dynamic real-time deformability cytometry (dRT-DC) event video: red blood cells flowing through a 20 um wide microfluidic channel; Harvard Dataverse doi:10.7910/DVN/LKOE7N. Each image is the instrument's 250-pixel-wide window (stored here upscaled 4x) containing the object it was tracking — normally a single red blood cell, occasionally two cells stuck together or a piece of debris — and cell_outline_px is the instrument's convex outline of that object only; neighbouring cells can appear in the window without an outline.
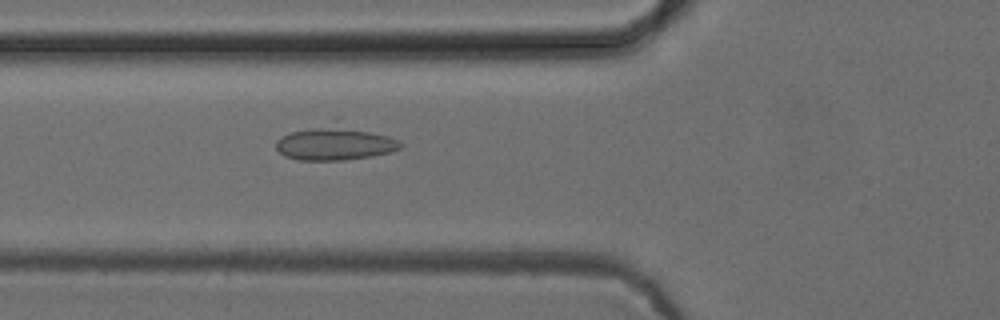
{"species": "common noctule bat (a hibernating species)", "species_latin": "Nyctalus noctula", "temperature_condition": "cold", "stored_images_in_passage": 42, "camera_frame_rate_fps": 3000, "um_per_image_px": 0.085, "animal": {"sex": "female", "body_mass_g": 24.6, "forearm_length_mm": 56.2}, "frame": {"image": 1, "passage_image": 9, "time_ms": 2.667, "image_size_px": [1000, 320], "cell_outline_px": [[404, 144], [400, 148], [392, 152], [372, 156], [344, 160], [296, 160], [284, 156], [276, 148], [276, 140], [292, 132], [332, 116], [336, 116], [400, 140]], "centroid_in_image_um": [28.53, 12.04], "position_along_channel_um": 97.3, "area_um2": 26.88}}
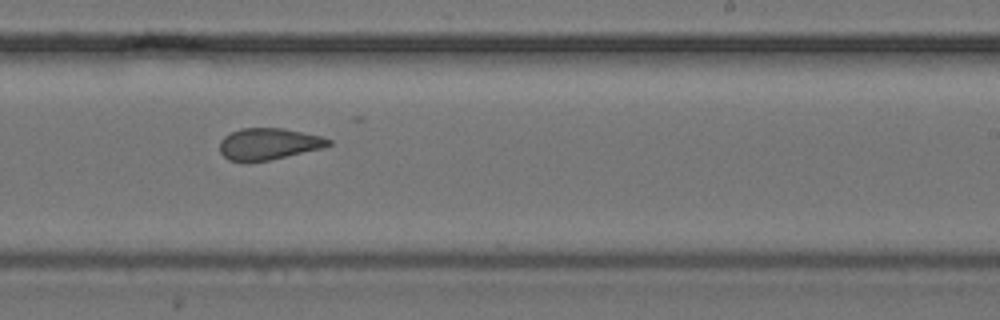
{"frame": {"image": 2, "passage_image": 22, "time_ms": 7.0, "image_size_px": [1000, 320], "cell_outline_px": [[332, 144], [324, 148], [268, 160], [228, 160], [220, 152], [220, 140], [224, 136], [240, 128], [284, 128], [320, 136], [332, 140]], "centroid_in_image_um": [22.85, 12.21], "position_along_channel_um": 266.1, "area_um2": 19.77}}
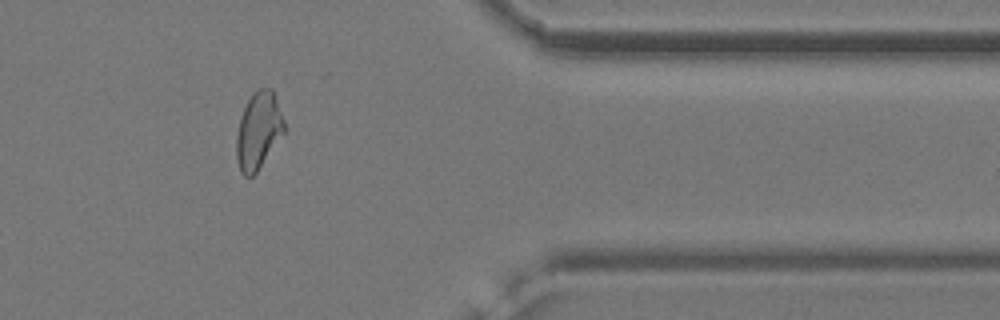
{"frame": {"image": 3, "passage_image": 33, "time_ms": 10.667, "image_size_px": [1000, 320], "cell_outline_px": [[284, 132], [256, 172], [252, 176], [244, 176], [240, 172], [236, 156], [236, 136], [240, 120], [244, 108], [252, 92], [260, 88], [272, 88], [284, 120]], "centroid_in_image_um": [21.95, 11.09], "position_along_channel_um": 389.4, "area_um2": 21.1}}